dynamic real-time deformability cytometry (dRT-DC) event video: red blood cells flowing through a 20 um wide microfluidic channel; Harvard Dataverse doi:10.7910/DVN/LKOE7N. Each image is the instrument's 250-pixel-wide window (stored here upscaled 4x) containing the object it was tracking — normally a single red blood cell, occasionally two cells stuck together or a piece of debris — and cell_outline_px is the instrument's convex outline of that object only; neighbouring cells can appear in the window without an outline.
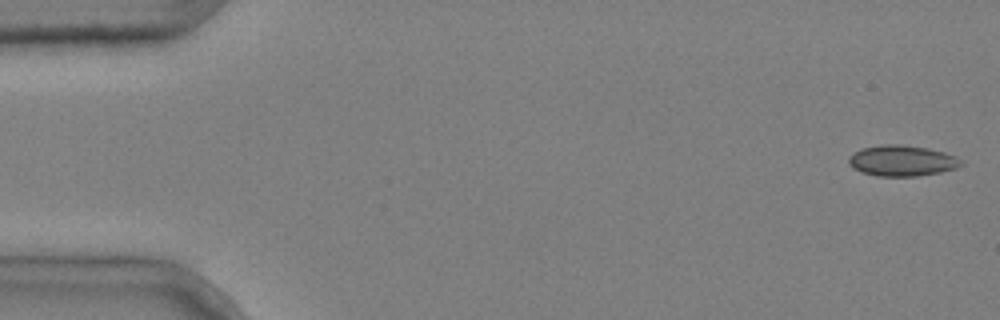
{"species": "common noctule bat (a hibernating species)", "species_latin": "Nyctalus noctula", "temperature_condition": "cold", "stored_images_in_passage": 50, "camera_frame_rate_fps": 3000, "um_per_image_px": 0.085, "animal": {"sex": "male", "body_mass_g": 20.4}, "frame": {"image": 1, "passage_image": 1, "time_ms": 0.0, "image_size_px": [1000, 320], "cell_outline_px": [[964, 164], [956, 168], [940, 172], [916, 176], [876, 176], [860, 172], [852, 168], [848, 164], [848, 156], [860, 148], [880, 144], [900, 144], [928, 148], [944, 152], [956, 156]], "centroid_in_image_um": [76.62, 13.65], "position_along_channel_um": 8.4, "area_um2": 20.46}}
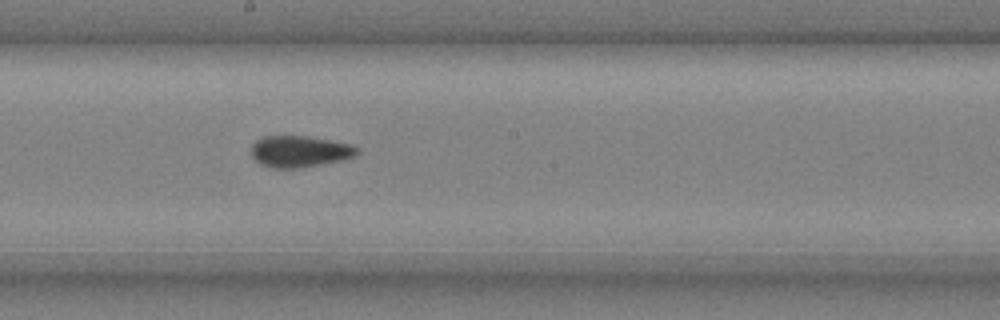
{"frame": {"image": 2, "passage_image": 29, "time_ms": 9.333, "image_size_px": [1000, 320], "cell_outline_px": [[360, 152], [356, 156], [344, 160], [296, 168], [272, 168], [260, 164], [252, 156], [252, 144], [256, 140], [264, 136], [308, 136], [352, 144], [360, 148]], "centroid_in_image_um": [25.52, 12.87], "position_along_channel_um": 222.7, "area_um2": 19.54}}
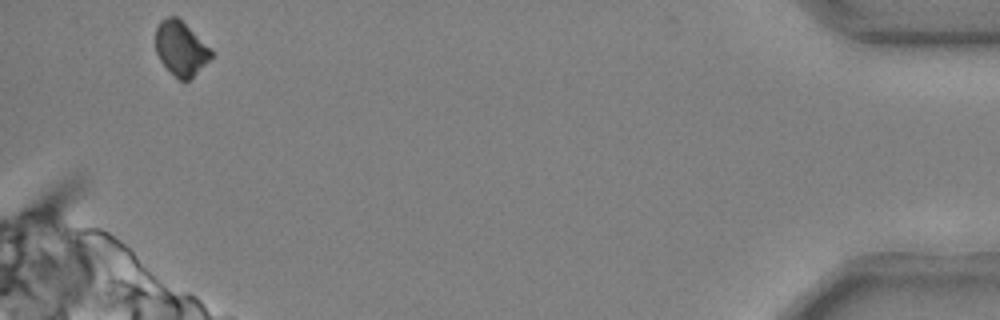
{"frame": {"image": 3, "passage_image": 50, "time_ms": 16.333, "image_size_px": [1000, 320], "cell_outline_px": [[212, 56], [188, 80], [180, 80], [160, 60], [156, 52], [156, 28], [160, 20], [168, 16], [176, 16], [212, 52]], "centroid_in_image_um": [15.31, 4.1], "position_along_channel_um": 419.9, "area_um2": 16.65}, "authors_computed_cell_mechanics": {"area_um2": 19.6809, "velocity_mm_per_s": 3.6916, "shape_relaxation_time_tau1_ms": null, "shape_relaxation_time_tau2_ms": 1.5346, "deformation_change_tau1": null, "deformation_change_tau2": 0.0566}}